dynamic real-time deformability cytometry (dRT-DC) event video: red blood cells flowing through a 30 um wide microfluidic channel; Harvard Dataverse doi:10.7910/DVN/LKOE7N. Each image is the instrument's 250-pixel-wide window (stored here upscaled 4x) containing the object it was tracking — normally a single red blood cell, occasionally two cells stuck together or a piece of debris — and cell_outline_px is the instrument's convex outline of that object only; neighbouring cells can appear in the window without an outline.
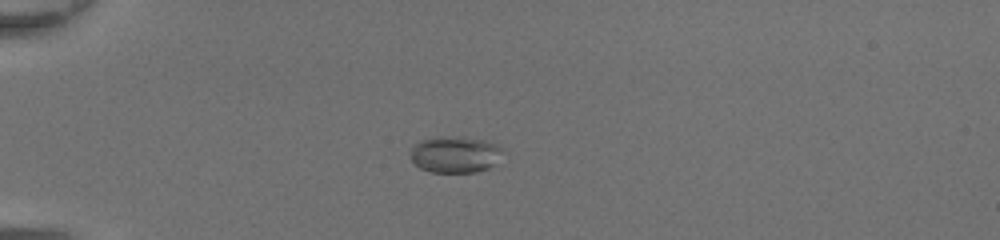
{"species": "common noctule bat (a hibernating species)", "species_latin": "Nyctalus noctula", "temperature_condition": "room temperature", "stored_images_in_passage": 43, "camera_frame_rate_fps": 3000, "um_per_image_px": 0.085, "animal": {"sex": "female", "body_mass_g": 20.0, "forearm_length_mm": 54.0}, "frame": {"image": 1, "passage_image": 9, "time_ms": 2.667, "image_size_px": [1000, 240], "cell_outline_px": [[500, 148], [492, 164], [488, 168], [476, 172], [432, 172], [420, 168], [412, 160], [412, 148], [420, 140], [440, 136], [464, 136], [484, 140], [496, 144]], "centroid_in_image_um": [38.61, 13.11], "position_along_channel_um": 46.4, "area_um2": 19.13}}
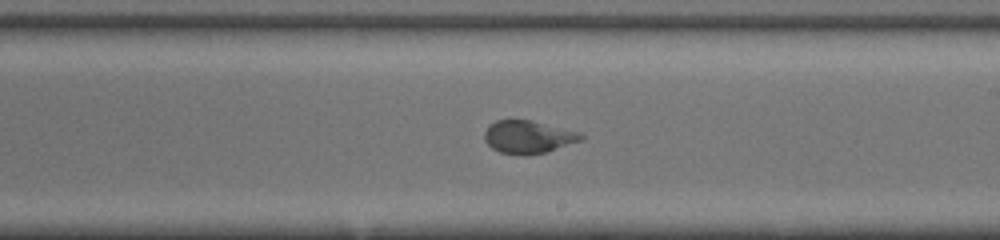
{"frame": {"image": 2, "passage_image": 25, "time_ms": 8.0, "image_size_px": [1000, 240], "cell_outline_px": [[584, 140], [544, 152], [528, 156], [520, 156], [500, 152], [492, 148], [484, 140], [484, 132], [488, 124], [496, 120], [532, 120], [580, 132], [584, 136]], "centroid_in_image_um": [44.88, 11.64], "position_along_channel_um": 244.1, "area_um2": 18.73}}
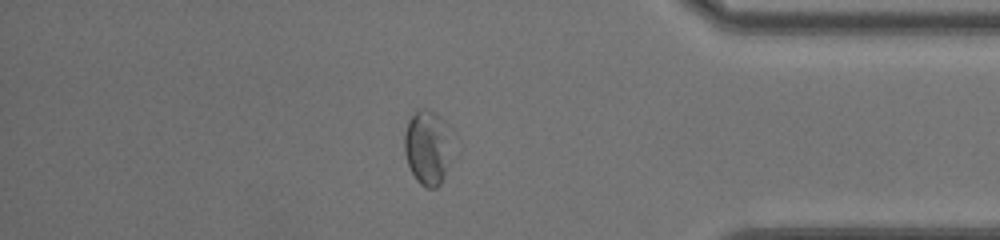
{"frame": {"image": 3, "passage_image": 37, "time_ms": 12.0, "image_size_px": [1000, 240], "cell_outline_px": [[460, 152], [440, 184], [436, 188], [428, 188], [420, 184], [416, 180], [408, 164], [404, 152], [404, 132], [408, 120], [420, 108], [428, 108], [440, 116], [452, 128], [460, 140]], "centroid_in_image_um": [36.55, 12.52], "position_along_channel_um": 398.7, "area_um2": 23.24}, "authors_computed_cell_mechanics": {"area_um2": 19.1318, "velocity_mm_per_s": 4.3849, "shape_relaxation_time_tau1_ms": null, "shape_relaxation_time_tau2_ms": 1.027, "deformation_change_tau1": null, "deformation_change_tau2": 0.0498}}